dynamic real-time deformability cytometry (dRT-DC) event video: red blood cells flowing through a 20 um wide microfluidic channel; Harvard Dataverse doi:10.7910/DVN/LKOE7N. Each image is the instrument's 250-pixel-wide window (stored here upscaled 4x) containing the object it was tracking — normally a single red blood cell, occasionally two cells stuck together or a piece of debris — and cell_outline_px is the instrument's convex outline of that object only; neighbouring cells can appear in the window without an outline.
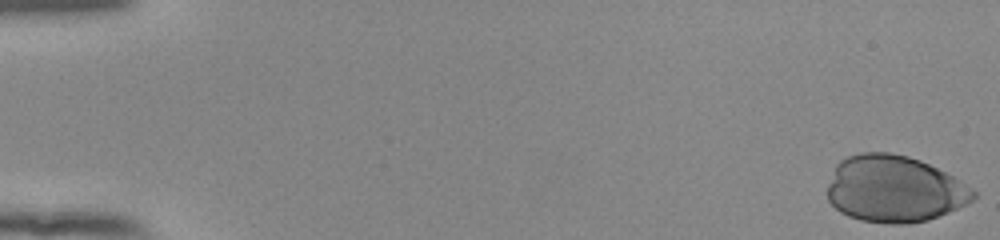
{"species": "human", "species_latin": "Homo sapiens", "temperature_condition": "room temperature", "stored_images_in_passage": 46, "camera_frame_rate_fps": 3000, "um_per_image_px": 0.085, "donor": {"sex": "female"}, "frame": {"image": 1, "passage_image": 1, "time_ms": 0.0, "image_size_px": [1000, 240], "cell_outline_px": [[976, 196], [968, 204], [928, 220], [904, 224], [888, 224], [860, 220], [848, 216], [840, 212], [828, 200], [828, 184], [836, 164], [840, 160], [848, 156], [860, 152], [888, 152], [908, 156], [920, 160], [952, 176], [972, 188], [976, 192]], "centroid_in_image_um": [76.0, 16.07], "position_along_channel_um": 9.0, "area_um2": 56.7}}
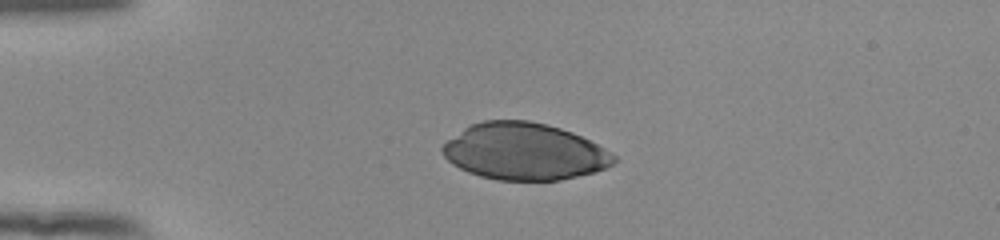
{"frame": {"image": 2, "passage_image": 14, "time_ms": 4.333, "image_size_px": [1000, 240], "cell_outline_px": [[616, 160], [612, 164], [596, 172], [560, 180], [496, 180], [480, 176], [468, 172], [452, 164], [444, 156], [440, 148], [448, 140], [464, 128], [472, 124], [484, 120], [528, 120], [548, 124], [572, 132], [604, 148], [616, 156]], "centroid_in_image_um": [44.56, 12.88], "position_along_channel_um": 40.4, "area_um2": 56.64}}